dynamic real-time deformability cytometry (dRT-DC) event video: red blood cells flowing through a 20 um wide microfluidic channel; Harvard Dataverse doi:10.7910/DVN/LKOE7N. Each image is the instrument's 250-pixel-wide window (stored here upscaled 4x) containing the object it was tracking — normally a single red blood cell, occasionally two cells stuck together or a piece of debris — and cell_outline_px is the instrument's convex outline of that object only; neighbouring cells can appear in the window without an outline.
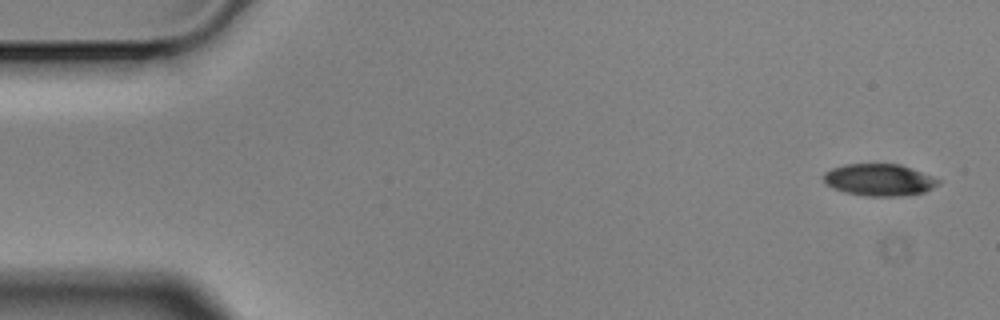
{"species": "Egyptian fruit bat (a non-hibernating species)", "species_latin": "Rousettus aegyptiacus", "temperature_condition": "cold", "stored_images_in_passage": 8, "camera_frame_rate_fps": 3000, "um_per_image_px": 0.085, "animal": {"sex": "male"}, "frame": {"image": 1, "passage_image": 1, "time_ms": 0.0, "image_size_px": [1000, 320], "cell_outline_px": [[940, 184], [924, 192], [900, 196], [864, 196], [844, 192], [832, 188], [824, 184], [824, 172], [832, 168], [844, 164], [900, 164], [932, 176], [940, 180]], "centroid_in_image_um": [74.7, 15.29], "position_along_channel_um": 10.3, "area_um2": 21.44}}
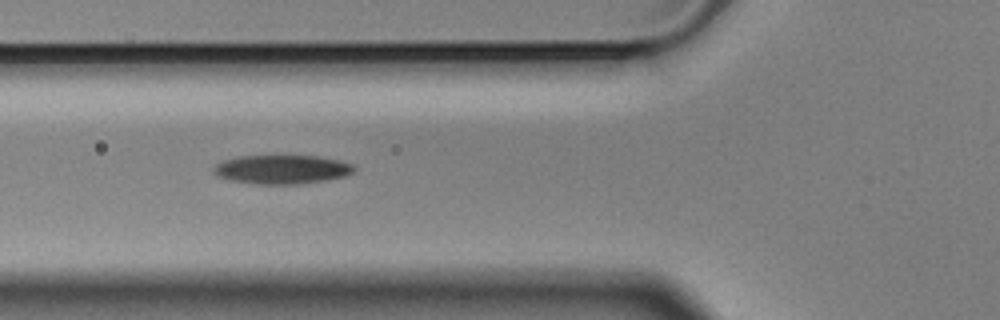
{"frame": {"image": 2, "passage_image": 6, "time_ms": 1.667, "image_size_px": [1000, 320], "cell_outline_px": [[356, 168], [352, 172], [344, 176], [328, 180], [296, 184], [252, 184], [228, 180], [216, 176], [212, 172], [212, 168], [216, 164], [224, 160], [240, 156], [316, 156], [336, 160], [352, 164]], "centroid_in_image_um": [23.89, 14.41], "position_along_channel_um": 101.9, "area_um2": 23.7}}
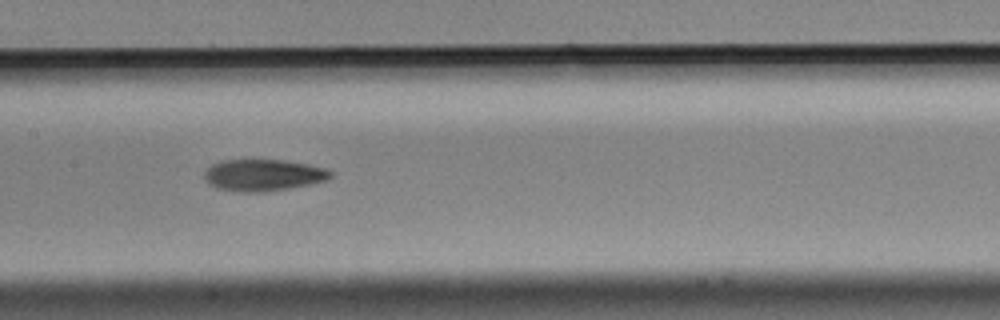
{"frame": {"image": 3, "passage_image": 8, "time_ms": 2.333, "image_size_px": [1000, 320], "cell_outline_px": [[332, 176], [328, 180], [288, 188], [264, 192], [240, 192], [216, 188], [208, 184], [204, 176], [204, 172], [212, 164], [224, 160], [284, 160], [308, 164], [324, 168], [332, 172]], "centroid_in_image_um": [22.36, 14.89], "position_along_channel_um": 185.0, "area_um2": 23.24}}